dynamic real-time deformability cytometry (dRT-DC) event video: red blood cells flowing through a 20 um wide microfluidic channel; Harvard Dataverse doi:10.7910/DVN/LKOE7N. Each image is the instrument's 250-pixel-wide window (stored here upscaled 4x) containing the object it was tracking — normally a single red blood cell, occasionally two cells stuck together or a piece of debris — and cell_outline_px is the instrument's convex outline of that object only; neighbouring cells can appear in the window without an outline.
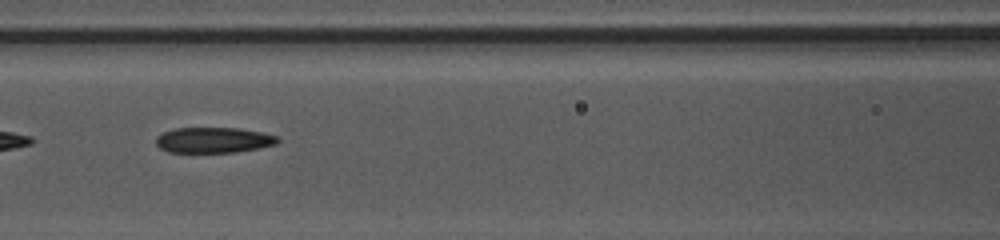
{"species": "common noctule bat (a hibernating species)", "species_latin": "Nyctalus noctula", "temperature_condition": "warm", "stored_images_in_passage": 49, "segment_of_instrument_passage": [2, 2], "camera_frame_rate_fps": 3000, "um_per_image_px": 0.085, "animal": {"sex": "female", "body_mass_g": 10.0, "forearm_length_mm": 53.1}, "frame": {"image": 1, "passage_image": 22, "time_ms": 7.0, "image_size_px": [1000, 240], "cell_outline_px": [[280, 140], [276, 144], [260, 148], [236, 152], [168, 152], [160, 148], [156, 144], [156, 136], [164, 132], [176, 128], [240, 128], [260, 132], [276, 136]], "centroid_in_image_um": [18.15, 11.91], "position_along_channel_um": 148.5, "area_um2": 18.09}}
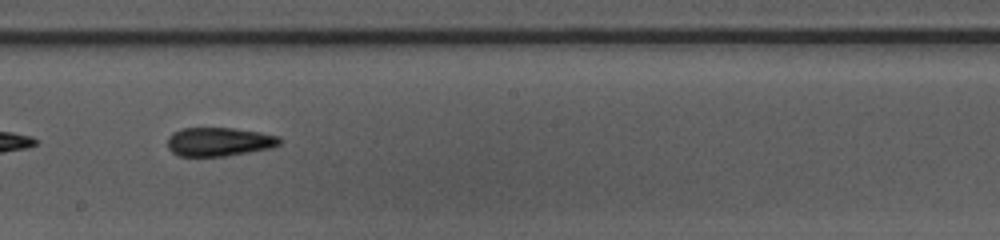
{"frame": {"image": 2, "passage_image": 28, "time_ms": 9.0, "image_size_px": [1000, 240], "cell_outline_px": [[284, 140], [280, 144], [272, 148], [224, 156], [180, 156], [172, 152], [168, 148], [168, 136], [172, 132], [180, 128], [232, 128], [260, 132], [280, 136]], "centroid_in_image_um": [18.64, 12.04], "position_along_channel_um": 229.6, "area_um2": 18.96}}
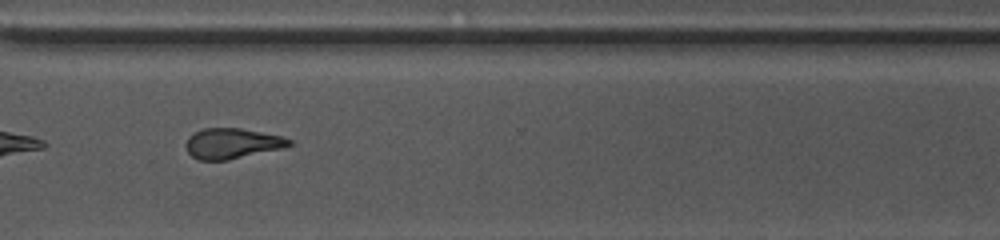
{"frame": {"image": 3, "passage_image": 37, "time_ms": 12.0, "image_size_px": [1000, 240], "cell_outline_px": [[292, 144], [284, 148], [228, 160], [200, 160], [192, 156], [188, 152], [184, 144], [188, 136], [204, 128], [240, 128], [284, 136], [292, 140]], "centroid_in_image_um": [19.74, 12.19], "position_along_channel_um": 350.9, "area_um2": 18.44}}